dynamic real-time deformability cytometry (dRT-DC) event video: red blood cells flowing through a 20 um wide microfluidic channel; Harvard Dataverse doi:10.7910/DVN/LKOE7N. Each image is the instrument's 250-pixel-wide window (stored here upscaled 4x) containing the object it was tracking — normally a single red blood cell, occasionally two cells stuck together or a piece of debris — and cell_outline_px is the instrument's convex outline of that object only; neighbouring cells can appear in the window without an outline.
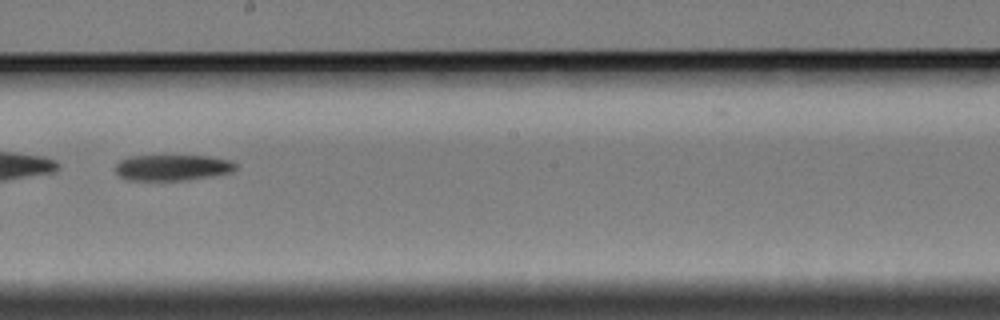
{"species": "Egyptian fruit bat (a non-hibernating species)", "species_latin": "Rousettus aegyptiacus", "temperature_condition": "cold", "stored_images_in_passage": 37, "camera_frame_rate_fps": 3000, "um_per_image_px": 0.085, "animal": {"sex": "female"}, "frame": {"image": 1, "passage_image": 16, "time_ms": 5.0, "image_size_px": [1000, 320], "cell_outline_px": [[236, 168], [228, 172], [212, 176], [184, 180], [128, 180], [120, 176], [116, 172], [116, 164], [120, 160], [128, 156], [208, 156], [232, 160], [236, 164]], "centroid_in_image_um": [14.64, 14.24], "position_along_channel_um": 233.6, "area_um2": 18.03}}